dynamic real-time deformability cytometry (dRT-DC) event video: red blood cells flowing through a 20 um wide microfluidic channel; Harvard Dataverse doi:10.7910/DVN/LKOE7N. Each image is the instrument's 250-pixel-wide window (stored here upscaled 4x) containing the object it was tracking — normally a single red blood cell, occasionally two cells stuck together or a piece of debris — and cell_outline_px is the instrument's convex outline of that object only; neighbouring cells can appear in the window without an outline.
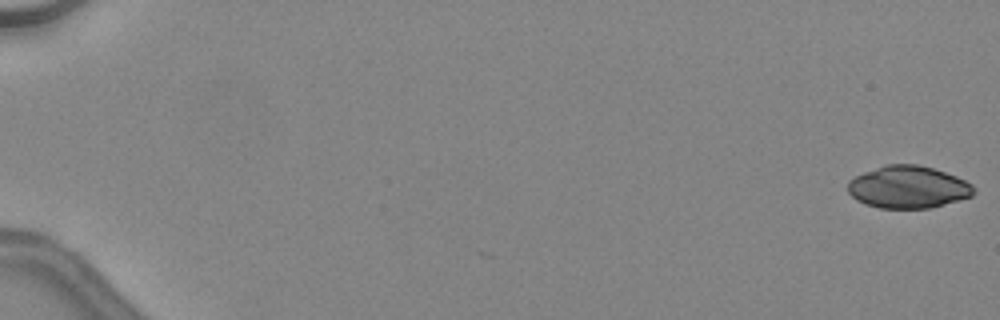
{"species": "common noctule bat (a hibernating species)", "species_latin": "Nyctalus noctula", "temperature_condition": "warm", "stored_images_in_passage": 4, "camera_frame_rate_fps": 3000, "um_per_image_px": 0.085, "animal": {"sex": "female", "body_mass_g": 24.6, "forearm_length_mm": 56.2}, "frame": {"image": 1, "passage_image": 1, "time_ms": 0.0, "image_size_px": [1000, 320], "cell_outline_px": [[976, 192], [972, 196], [928, 208], [880, 208], [864, 204], [856, 200], [848, 192], [848, 180], [864, 172], [888, 164], [916, 164], [932, 168], [956, 176], [972, 184]], "centroid_in_image_um": [77.17, 15.9], "position_along_channel_um": 7.8, "area_um2": 30.87}}